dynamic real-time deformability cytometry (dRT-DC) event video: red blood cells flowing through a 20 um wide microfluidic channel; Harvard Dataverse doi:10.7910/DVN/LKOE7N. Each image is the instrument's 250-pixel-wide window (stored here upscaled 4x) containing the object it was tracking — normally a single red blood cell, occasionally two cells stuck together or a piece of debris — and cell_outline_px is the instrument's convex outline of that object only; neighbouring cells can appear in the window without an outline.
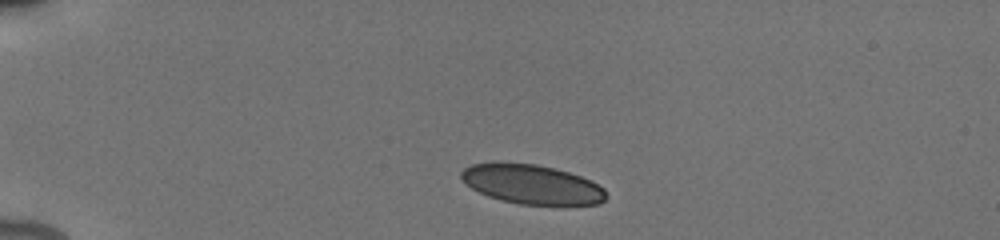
{"species": "human", "species_latin": "Homo sapiens", "temperature_condition": "cold", "stored_images_in_passage": 41, "camera_frame_rate_fps": 3000, "um_per_image_px": 0.085, "donor": {"sex": "male"}, "frame": {"image": 1, "passage_image": 1, "time_ms": 0.0, "image_size_px": [1000, 240], "cell_outline_px": [[608, 196], [600, 204], [520, 204], [500, 200], [488, 196], [472, 188], [460, 176], [460, 172], [464, 168], [472, 164], [492, 160], [500, 160], [536, 164], [568, 172], [580, 176], [604, 188]], "centroid_in_image_um": [45.15, 15.63], "position_along_channel_um": 39.9, "area_um2": 33.47}}
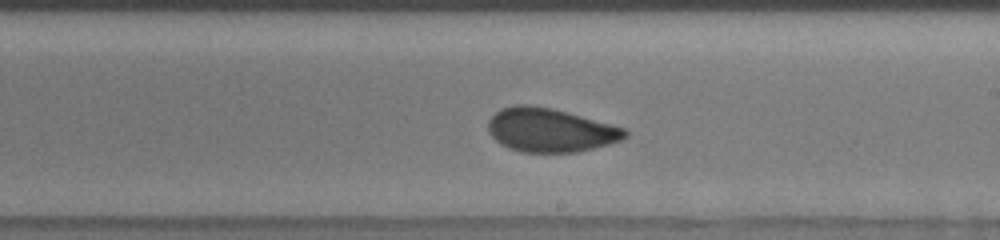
{"frame": {"image": 2, "passage_image": 21, "time_ms": 6.667, "image_size_px": [1000, 240], "cell_outline_px": [[628, 136], [620, 140], [608, 144], [576, 152], [520, 152], [508, 148], [500, 144], [488, 132], [488, 120], [500, 108], [516, 104], [532, 104], [552, 108], [612, 124], [624, 128], [628, 132]], "centroid_in_image_um": [46.73, 11.05], "position_along_channel_um": 242.3, "area_um2": 34.97}}
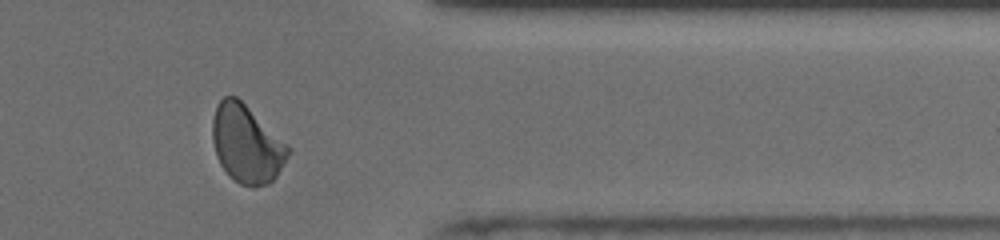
{"frame": {"image": 3, "passage_image": 33, "time_ms": 10.667, "image_size_px": [1000, 240], "cell_outline_px": [[292, 148], [288, 156], [276, 176], [268, 184], [252, 188], [240, 184], [220, 164], [216, 156], [212, 140], [212, 120], [216, 104], [224, 96], [236, 96], [288, 144]], "centroid_in_image_um": [20.96, 12.23], "position_along_channel_um": 390.4, "area_um2": 34.22}, "authors_computed_cell_mechanics": {"area_um2": 34.5644, "velocity_mm_per_s": 3.8989, "shape_relaxation_time_tau1_ms": 10.5098, "shape_relaxation_time_tau2_ms": 0.8344, "deformation_change_tau1": 0.1761, "deformation_change_tau2": 0.0538}}